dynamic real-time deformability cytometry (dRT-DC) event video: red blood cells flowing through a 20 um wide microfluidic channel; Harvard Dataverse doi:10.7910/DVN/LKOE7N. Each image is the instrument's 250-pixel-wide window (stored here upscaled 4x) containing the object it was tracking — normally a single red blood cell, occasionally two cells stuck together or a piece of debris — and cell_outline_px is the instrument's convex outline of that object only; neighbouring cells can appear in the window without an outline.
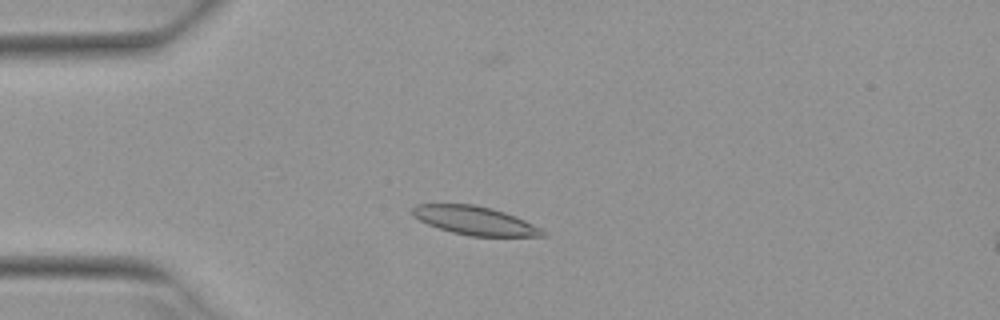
{"species": "Egyptian fruit bat (a non-hibernating species)", "species_latin": "Rousettus aegyptiacus", "temperature_condition": "warm", "stored_images_in_passage": 25, "camera_frame_rate_fps": 3000, "um_per_image_px": 0.085, "animal": {"sex": "female"}, "frame": {"image": 1, "passage_image": 10, "time_ms": 3.0, "image_size_px": [1000, 320], "cell_outline_px": [[548, 236], [468, 236], [452, 232], [428, 224], [420, 220], [412, 212], [412, 208], [416, 204], [472, 204], [492, 208], [516, 216], [548, 232]], "centroid_in_image_um": [40.4, 18.75], "position_along_channel_um": 44.6, "area_um2": 21.5}}
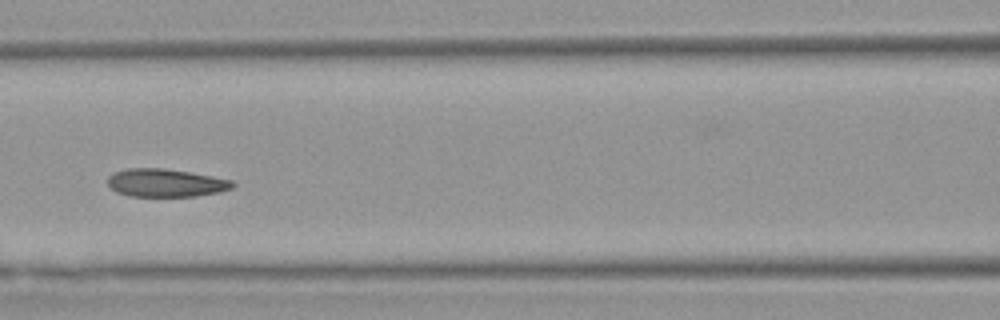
{"frame": {"image": 2, "passage_image": 20, "time_ms": 6.333, "image_size_px": [1000, 320], "cell_outline_px": [[236, 184], [232, 188], [220, 192], [196, 196], [132, 196], [116, 192], [108, 184], [108, 176], [112, 172], [128, 168], [164, 168], [212, 176], [232, 180]], "centroid_in_image_um": [14.08, 15.54], "position_along_channel_um": 152.5, "area_um2": 20.4}}
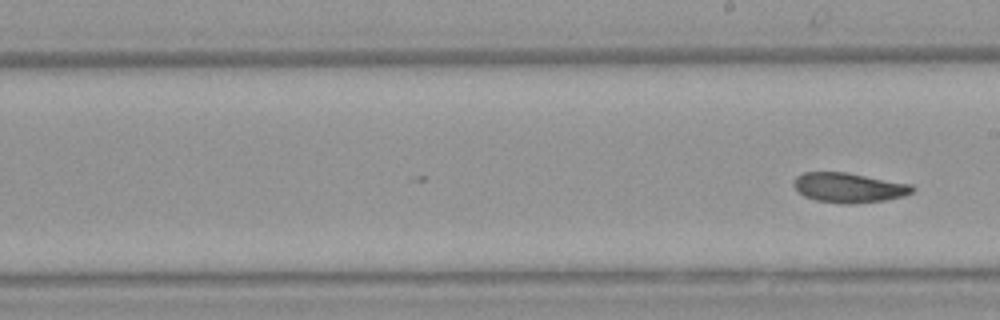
{"frame": {"image": 3, "passage_image": 25, "time_ms": 8.0, "image_size_px": [1000, 320], "cell_outline_px": [[916, 188], [912, 192], [904, 196], [884, 200], [856, 204], [840, 204], [816, 200], [804, 196], [792, 184], [796, 176], [804, 172], [848, 172], [912, 184]], "centroid_in_image_um": [72.17, 15.95], "position_along_channel_um": 216.8, "area_um2": 20.81}}